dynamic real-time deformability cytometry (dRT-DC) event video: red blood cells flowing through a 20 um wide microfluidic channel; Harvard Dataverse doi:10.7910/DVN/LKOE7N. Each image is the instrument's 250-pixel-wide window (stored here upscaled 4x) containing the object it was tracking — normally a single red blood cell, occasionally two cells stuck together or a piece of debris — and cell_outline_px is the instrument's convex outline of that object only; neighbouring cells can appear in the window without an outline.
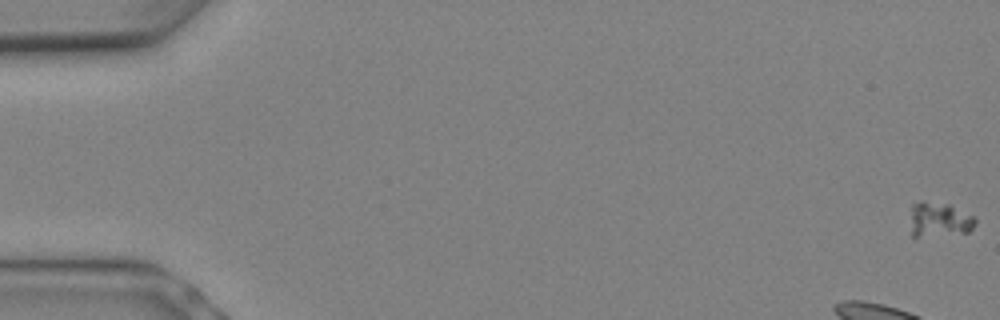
{"species": "Egyptian fruit bat (a non-hibernating species)", "species_latin": "Rousettus aegyptiacus", "temperature_condition": "warm", "stored_images_in_passage": 9, "camera_frame_rate_fps": 3000, "um_per_image_px": 0.085, "animal": {"sex": "female"}, "frame": {"image": 1, "passage_image": 1, "time_ms": 0.0, "image_size_px": [1000, 320], "cell_outline_px": [[976, 224], [968, 232], [916, 236], [912, 236], [912, 204], [920, 200], [924, 200], [948, 204], [972, 216], [976, 220]], "centroid_in_image_um": [79.83, 18.63], "position_along_channel_um": 5.2, "area_um2": 12.72}}